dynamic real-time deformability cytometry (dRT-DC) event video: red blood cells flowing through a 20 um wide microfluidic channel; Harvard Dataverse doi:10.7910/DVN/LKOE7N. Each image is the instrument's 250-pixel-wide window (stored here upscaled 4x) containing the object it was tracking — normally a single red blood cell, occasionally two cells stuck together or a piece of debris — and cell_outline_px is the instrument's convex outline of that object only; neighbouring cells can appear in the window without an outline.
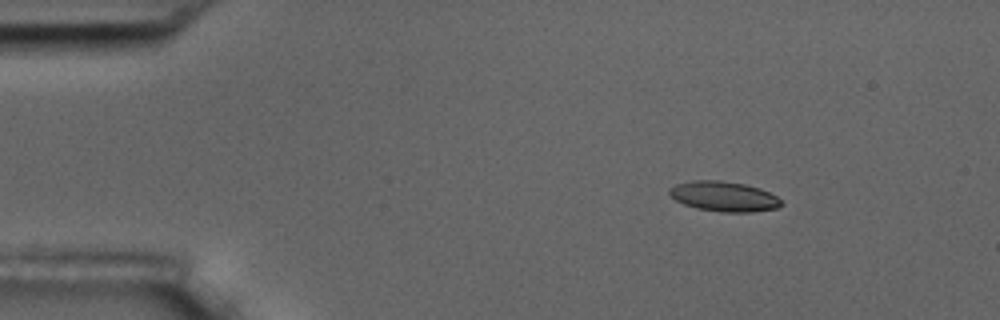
{"species": "common noctule bat (a hibernating species)", "species_latin": "Nyctalus noctula", "temperature_condition": "room temperature", "stored_images_in_passage": 4, "camera_frame_rate_fps": 3000, "um_per_image_px": 0.085, "animal": {"sex": "male", "body_mass_g": 17.5, "forearm_length_mm": 52.3}, "frame": {"image": 1, "passage_image": 2, "time_ms": 1.0, "image_size_px": [1000, 320], "cell_outline_px": [[784, 204], [776, 208], [752, 212], [720, 212], [696, 208], [684, 204], [676, 200], [668, 192], [668, 188], [676, 184], [692, 180], [720, 180], [744, 184], [760, 188], [776, 196]], "centroid_in_image_um": [61.52, 16.69], "position_along_channel_um": 23.5, "area_um2": 19.59}}